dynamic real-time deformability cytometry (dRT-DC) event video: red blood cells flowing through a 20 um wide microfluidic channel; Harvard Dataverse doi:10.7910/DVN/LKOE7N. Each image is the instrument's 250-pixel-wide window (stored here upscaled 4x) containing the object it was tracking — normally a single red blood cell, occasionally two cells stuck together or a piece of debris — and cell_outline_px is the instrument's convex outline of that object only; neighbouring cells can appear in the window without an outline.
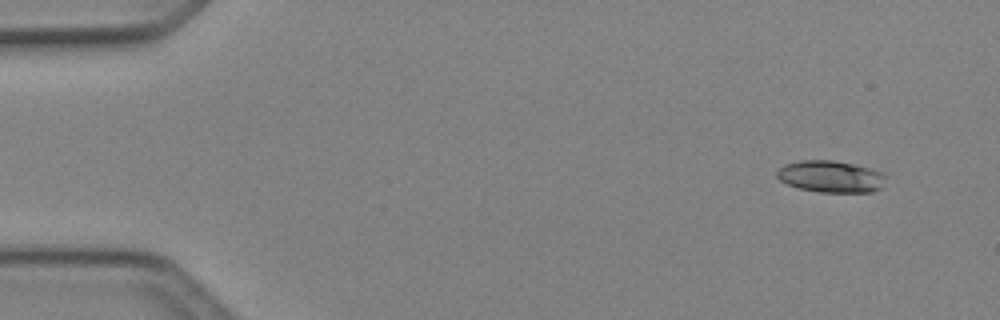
{"species": "Egyptian fruit bat (a non-hibernating species)", "species_latin": "Rousettus aegyptiacus", "temperature_condition": "cold", "stored_images_in_passage": 4, "camera_frame_rate_fps": 3000, "um_per_image_px": 0.085, "animal": {"sex": "female"}, "frame": {"image": 1, "passage_image": 1, "time_ms": 0.0, "image_size_px": [1000, 320], "cell_outline_px": [[888, 176], [880, 188], [872, 192], [820, 192], [800, 188], [788, 184], [780, 180], [776, 176], [776, 172], [784, 164], [800, 160], [832, 160], [852, 164], [868, 168], [880, 172]], "centroid_in_image_um": [70.6, 15.0], "position_along_channel_um": 14.4, "area_um2": 20.06}}
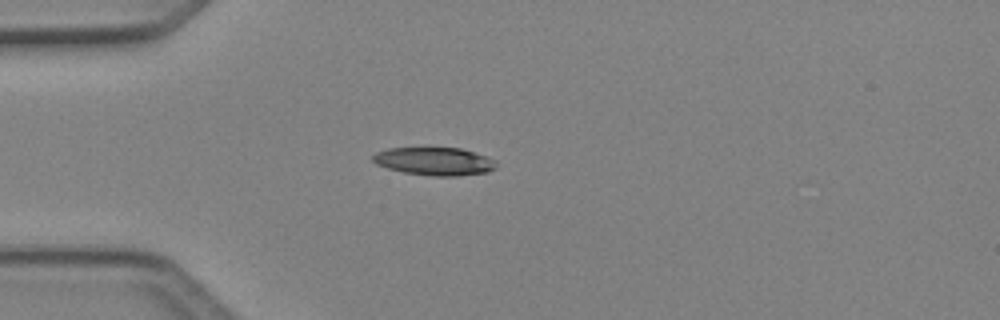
{"frame": {"image": 2, "passage_image": 4, "time_ms": 1.0, "image_size_px": [1000, 320], "cell_outline_px": [[496, 168], [488, 172], [456, 176], [436, 176], [404, 172], [388, 168], [376, 164], [372, 160], [372, 156], [376, 152], [388, 148], [460, 148], [488, 156], [496, 160]], "centroid_in_image_um": [36.95, 13.71], "position_along_channel_um": 48.0, "area_um2": 20.11}}